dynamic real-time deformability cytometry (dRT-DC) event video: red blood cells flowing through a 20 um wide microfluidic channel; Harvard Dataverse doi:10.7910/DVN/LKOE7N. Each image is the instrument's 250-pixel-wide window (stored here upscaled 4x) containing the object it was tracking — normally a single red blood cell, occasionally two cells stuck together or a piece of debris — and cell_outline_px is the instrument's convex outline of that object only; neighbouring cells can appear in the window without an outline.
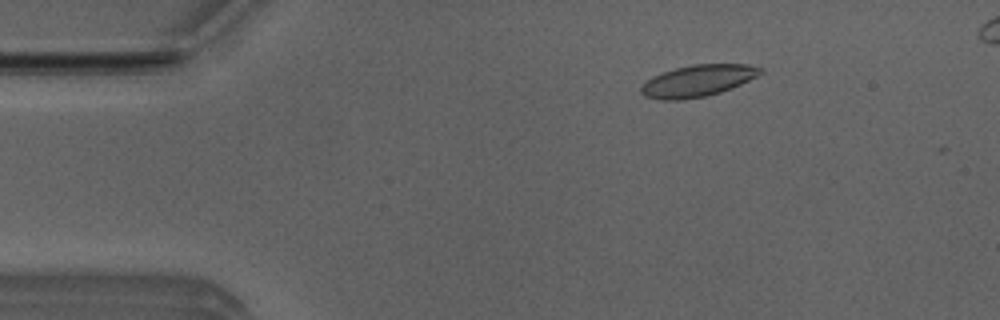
{"species": "Egyptian fruit bat (a non-hibernating species)", "species_latin": "Rousettus aegyptiacus", "temperature_condition": "room temperature", "stored_images_in_passage": 5, "camera_frame_rate_fps": 3000, "um_per_image_px": 0.085, "animal": {"sex": "male"}, "frame": {"image": 1, "passage_image": 2, "time_ms": 0.333, "image_size_px": [1000, 320], "cell_outline_px": [[764, 72], [740, 84], [720, 92], [704, 96], [680, 100], [660, 100], [644, 96], [640, 92], [640, 88], [652, 76], [676, 68], [692, 64], [748, 64], [764, 68]], "centroid_in_image_um": [59.31, 6.86], "position_along_channel_um": 25.7, "area_um2": 21.85}}